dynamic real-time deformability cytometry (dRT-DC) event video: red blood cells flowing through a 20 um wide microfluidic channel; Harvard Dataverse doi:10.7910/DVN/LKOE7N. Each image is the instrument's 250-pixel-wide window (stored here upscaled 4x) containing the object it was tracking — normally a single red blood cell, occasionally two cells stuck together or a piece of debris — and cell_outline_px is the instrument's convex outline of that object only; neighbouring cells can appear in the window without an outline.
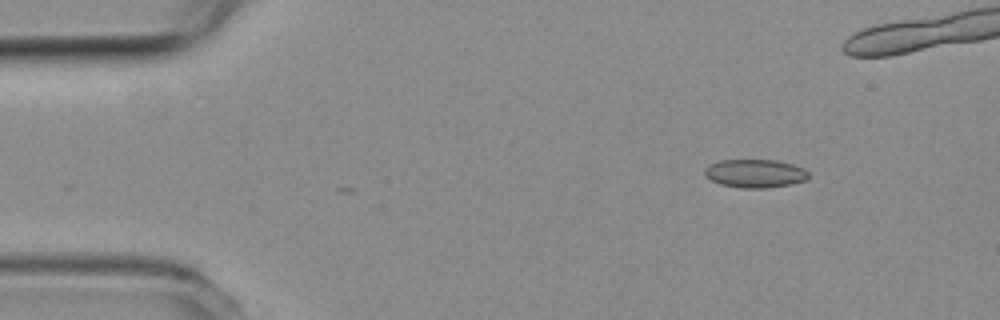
{"species": "common noctule bat (a hibernating species)", "species_latin": "Nyctalus noctula", "temperature_condition": "room temperature", "stored_images_in_passage": 2, "camera_frame_rate_fps": 3000, "um_per_image_px": 0.085, "animal": {"sex": "female", "body_mass_g": 19.3, "forearm_length_mm": 54.1}, "frame": {"image": 1, "passage_image": 1, "time_ms": 0.0, "image_size_px": [1000, 320], "cell_outline_px": [[808, 180], [792, 184], [768, 188], [740, 188], [720, 184], [704, 176], [704, 168], [708, 164], [720, 160], [776, 160], [792, 164], [804, 168], [808, 172]], "centroid_in_image_um": [64.17, 14.74], "position_along_channel_um": 20.8, "area_um2": 17.4}}